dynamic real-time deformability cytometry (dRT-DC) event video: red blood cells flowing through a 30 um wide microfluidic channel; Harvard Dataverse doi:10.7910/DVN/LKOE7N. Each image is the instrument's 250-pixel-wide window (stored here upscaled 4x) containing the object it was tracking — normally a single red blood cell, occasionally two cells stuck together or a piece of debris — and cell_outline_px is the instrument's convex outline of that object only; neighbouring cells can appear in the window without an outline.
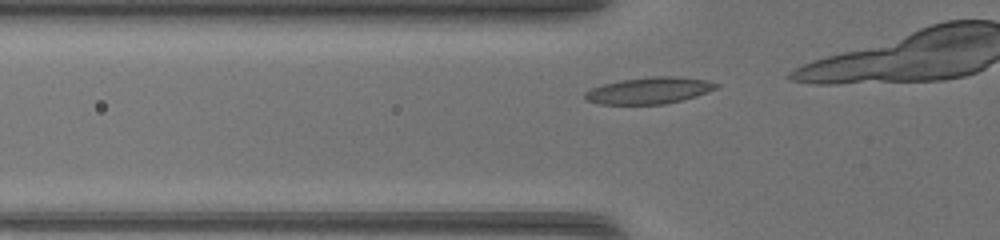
{"species": "common noctule bat (a hibernating species)", "species_latin": "Nyctalus noctula", "temperature_condition": "warm", "stored_images_in_passage": 6, "camera_frame_rate_fps": 3000, "um_per_image_px": 0.085, "animal": {"sex": "female", "body_mass_g": 17.0, "forearm_length_mm": 48.0}, "frame": {"image": 1, "passage_image": 2, "time_ms": 0.333, "image_size_px": [1000, 240], "cell_outline_px": [[720, 84], [716, 88], [696, 96], [664, 104], [600, 104], [588, 100], [584, 96], [584, 92], [592, 88], [604, 84], [620, 80], [648, 76], [676, 76], [708, 80]], "centroid_in_image_um": [55.19, 7.68], "position_along_channel_um": 70.6, "area_um2": 20.23}}
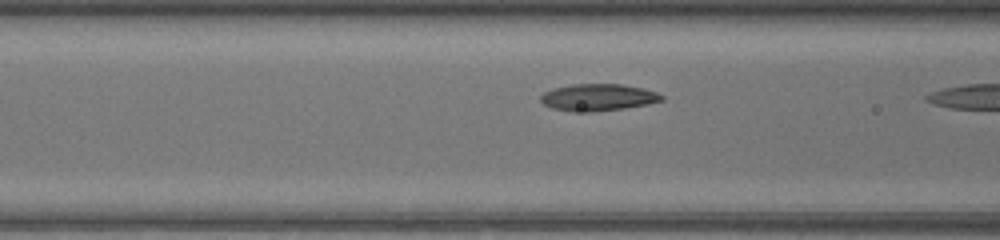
{"frame": {"image": 2, "passage_image": 5, "time_ms": 1.333, "image_size_px": [1000, 240], "cell_outline_px": [[664, 100], [648, 104], [624, 108], [588, 112], [572, 112], [552, 108], [544, 104], [540, 100], [540, 96], [544, 92], [552, 88], [572, 84], [620, 84], [644, 88], [656, 92], [664, 96]], "centroid_in_image_um": [50.82, 8.27], "position_along_channel_um": 115.8, "area_um2": 19.07}}